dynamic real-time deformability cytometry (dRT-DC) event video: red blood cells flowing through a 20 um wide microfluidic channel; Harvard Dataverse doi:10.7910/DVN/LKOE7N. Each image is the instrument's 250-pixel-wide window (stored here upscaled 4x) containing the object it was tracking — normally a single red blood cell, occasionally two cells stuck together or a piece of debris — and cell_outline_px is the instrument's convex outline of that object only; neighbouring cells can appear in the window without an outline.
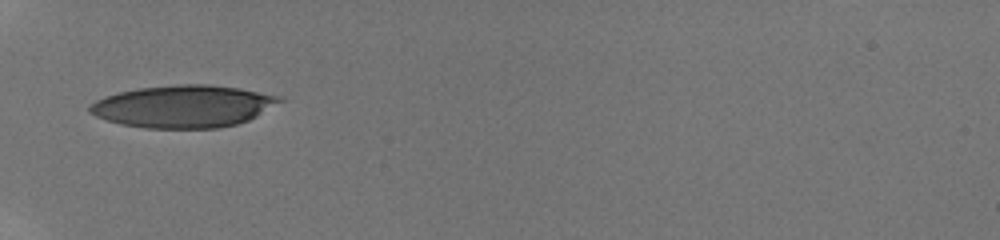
{"species": "human", "species_latin": "Homo sapiens", "temperature_condition": "room temperature", "stored_images_in_passage": 25, "camera_frame_rate_fps": 3000, "um_per_image_px": 0.085, "donor": {"sex": "male"}, "frame": {"image": 1, "passage_image": 1, "time_ms": 0.0, "image_size_px": [1000, 240], "cell_outline_px": [[288, 100], [248, 120], [236, 124], [216, 128], [144, 128], [120, 124], [96, 116], [88, 112], [88, 108], [96, 100], [104, 96], [120, 92], [140, 88], [180, 84], [208, 84], [240, 88], [280, 96]], "centroid_in_image_um": [15.63, 9.04], "position_along_channel_um": 69.4, "area_um2": 46.88}}
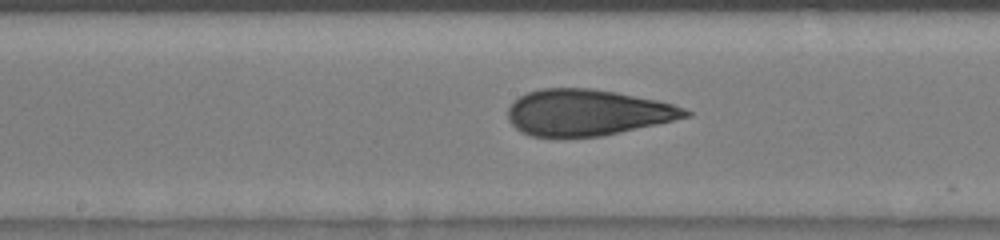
{"frame": {"image": 2, "passage_image": 12, "time_ms": 3.333, "image_size_px": [1000, 240], "cell_outline_px": [[692, 116], [656, 124], [600, 136], [528, 136], [520, 132], [508, 120], [508, 108], [520, 96], [528, 92], [540, 88], [592, 88], [616, 92], [656, 100], [672, 104], [684, 108], [692, 112]], "centroid_in_image_um": [49.91, 9.55], "position_along_channel_um": 198.3, "area_um2": 47.4}}
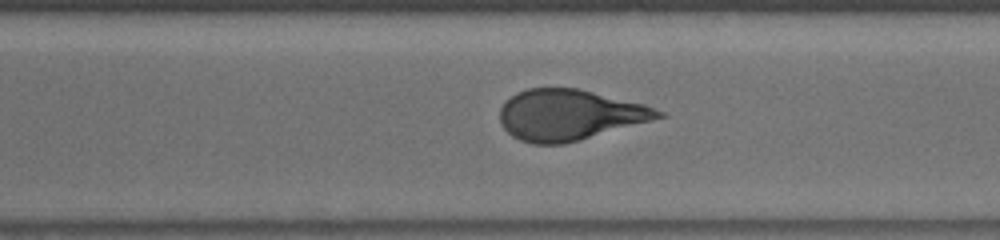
{"frame": {"image": 3, "passage_image": 22, "time_ms": 6.333, "image_size_px": [1000, 240], "cell_outline_px": [[668, 116], [580, 140], [564, 144], [532, 144], [520, 140], [512, 136], [500, 124], [500, 108], [516, 92], [528, 88], [576, 88], [644, 104], [664, 112]], "centroid_in_image_um": [48.4, 9.78], "position_along_channel_um": 322.2, "area_um2": 46.7}}